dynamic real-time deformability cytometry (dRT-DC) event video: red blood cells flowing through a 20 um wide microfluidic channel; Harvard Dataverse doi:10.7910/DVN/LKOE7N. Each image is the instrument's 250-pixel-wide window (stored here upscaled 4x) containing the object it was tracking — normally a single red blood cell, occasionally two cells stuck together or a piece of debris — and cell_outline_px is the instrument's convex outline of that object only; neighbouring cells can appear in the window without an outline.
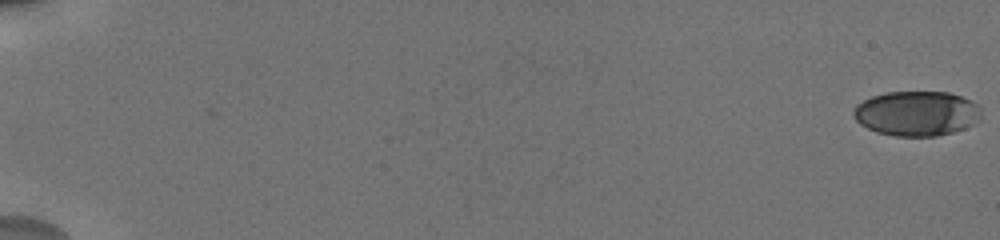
{"species": "human", "species_latin": "Homo sapiens", "temperature_condition": "cold", "stored_images_in_passage": 99, "camera_frame_rate_fps": 3000, "um_per_image_px": 0.085, "donor": {"sex": "male"}, "frame": {"image": 1, "passage_image": 1, "time_ms": 0.0, "image_size_px": [1000, 240], "cell_outline_px": [[980, 120], [964, 128], [952, 132], [936, 136], [896, 136], [876, 132], [860, 124], [852, 116], [852, 108], [856, 104], [872, 96], [888, 92], [948, 92], [972, 100], [980, 104]], "centroid_in_image_um": [77.91, 9.64], "position_along_channel_um": 7.1, "area_um2": 33.58}}
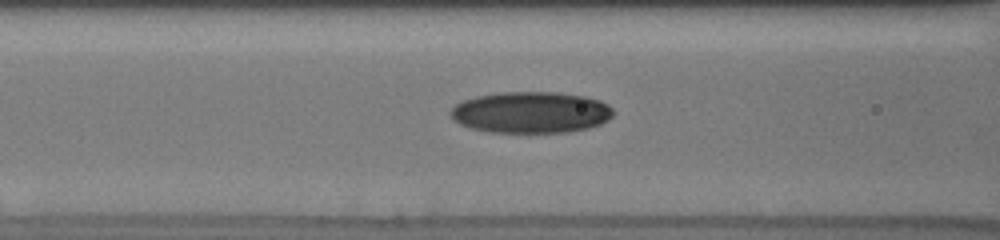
{"frame": {"image": 2, "passage_image": 48, "time_ms": 8.667, "image_size_px": [1000, 240], "cell_outline_px": [[616, 112], [608, 120], [600, 124], [588, 128], [568, 132], [488, 132], [472, 128], [460, 124], [452, 120], [448, 112], [456, 104], [464, 100], [476, 96], [500, 92], [556, 92], [584, 96], [600, 100], [608, 104]], "centroid_in_image_um": [45.13, 9.55], "position_along_channel_um": 121.5, "area_um2": 39.48}}
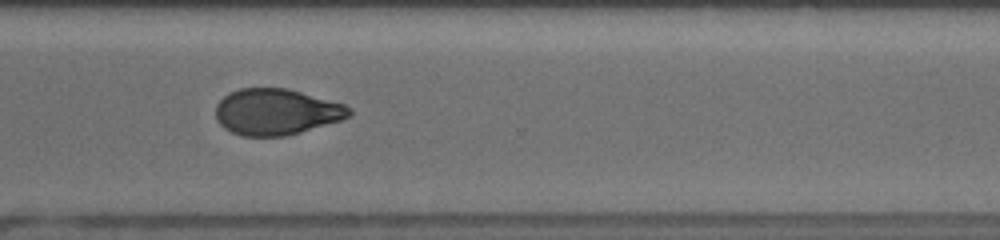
{"frame": {"image": 3, "passage_image": 75, "time_ms": 14.667, "image_size_px": [1000, 240], "cell_outline_px": [[352, 112], [348, 116], [340, 120], [300, 132], [284, 136], [240, 136], [224, 128], [220, 124], [216, 116], [216, 104], [224, 96], [240, 88], [288, 88], [344, 104], [352, 108]], "centroid_in_image_um": [23.48, 9.5], "position_along_channel_um": 347.1, "area_um2": 35.72}, "authors_computed_cell_mechanics": {"area_um2": 36.2406, "velocity_mm_per_s": 3.7692, "shape_relaxation_time_tau1_ms": 5.1373, "shape_relaxation_time_tau2_ms": null, "deformation_change_tau1": 0.146, "deformation_change_tau2": null}}